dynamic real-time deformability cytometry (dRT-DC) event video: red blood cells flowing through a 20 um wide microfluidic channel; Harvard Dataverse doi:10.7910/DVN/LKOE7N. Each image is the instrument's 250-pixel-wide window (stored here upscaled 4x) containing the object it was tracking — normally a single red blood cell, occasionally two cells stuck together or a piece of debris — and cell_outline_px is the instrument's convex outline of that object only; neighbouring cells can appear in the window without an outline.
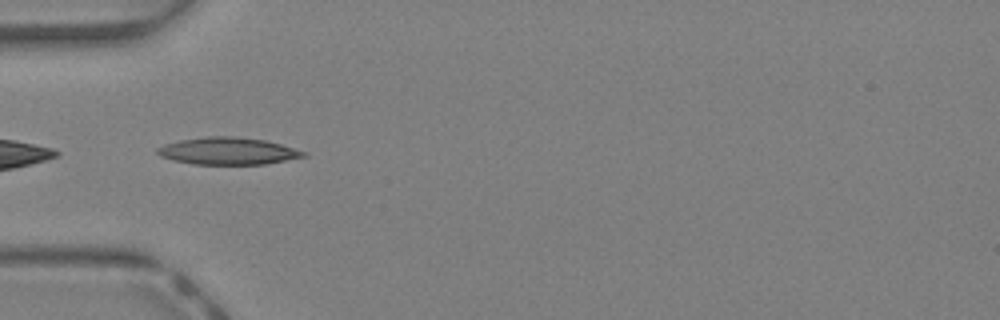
{"species": "Egyptian fruit bat (a non-hibernating species)", "species_latin": "Rousettus aegyptiacus", "temperature_condition": "warm", "stored_images_in_passage": 31, "camera_frame_rate_fps": 3000, "um_per_image_px": 0.085, "animal": {"sex": "female"}, "frame": {"image": 1, "passage_image": 2, "time_ms": 0.333, "image_size_px": [1000, 320], "cell_outline_px": [[308, 156], [264, 164], [192, 164], [172, 160], [160, 156], [156, 152], [156, 148], [164, 144], [180, 140], [208, 136], [232, 136], [264, 140], [280, 144], [308, 152]], "centroid_in_image_um": [19.36, 12.84], "position_along_channel_um": 65.6, "area_um2": 23.12}}
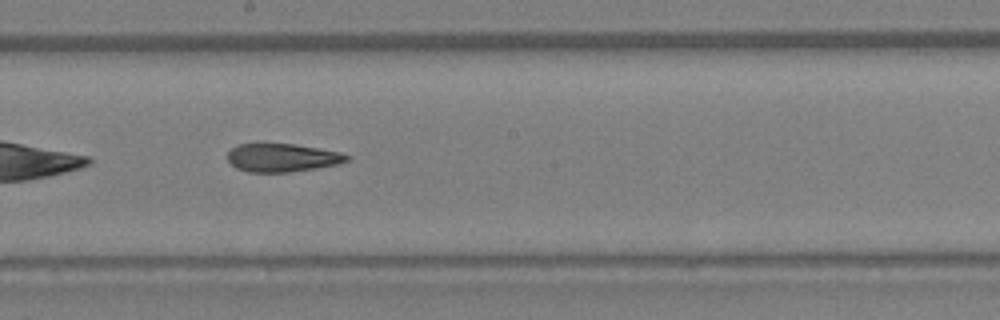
{"frame": {"image": 2, "passage_image": 12, "time_ms": 3.667, "image_size_px": [1000, 320], "cell_outline_px": [[352, 156], [348, 160], [336, 164], [316, 168], [288, 172], [248, 172], [236, 168], [228, 160], [228, 152], [232, 148], [240, 144], [292, 144], [340, 152]], "centroid_in_image_um": [23.98, 13.41], "position_along_channel_um": 224.2, "area_um2": 19.36}}
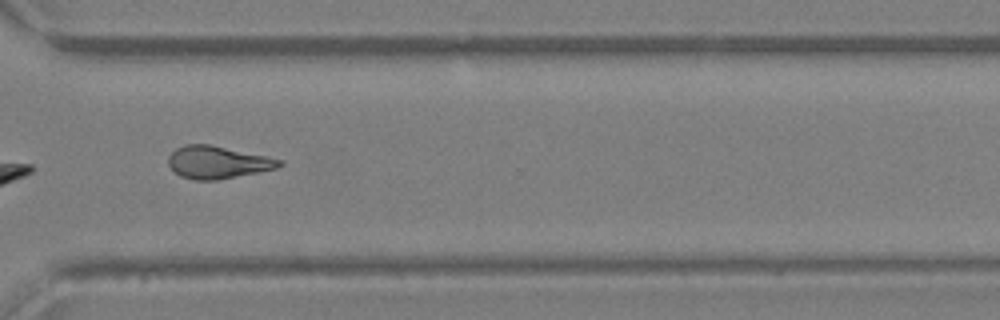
{"frame": {"image": 3, "passage_image": 20, "time_ms": 6.333, "image_size_px": [1000, 320], "cell_outline_px": [[284, 164], [276, 168], [216, 180], [196, 180], [180, 176], [168, 164], [168, 156], [176, 148], [184, 144], [208, 144], [284, 160]], "centroid_in_image_um": [18.47, 13.79], "position_along_channel_um": 352.1, "area_um2": 20.69}, "authors_computed_cell_mechanics": {"area_um2": 20.6346, "velocity_mm_per_s": 4.7961, "shape_relaxation_time_tau1_ms": null, "shape_relaxation_time_tau2_ms": 3.6062, "deformation_change_tau1": null, "deformation_change_tau2": 0.1444}}